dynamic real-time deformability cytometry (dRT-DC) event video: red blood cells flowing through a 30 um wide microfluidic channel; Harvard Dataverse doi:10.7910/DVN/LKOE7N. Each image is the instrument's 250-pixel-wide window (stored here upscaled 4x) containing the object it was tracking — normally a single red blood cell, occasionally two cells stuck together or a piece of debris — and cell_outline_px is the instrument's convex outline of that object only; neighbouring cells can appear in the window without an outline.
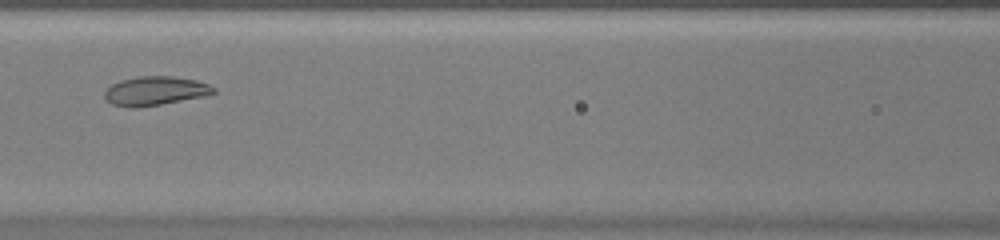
{"species": "common noctule bat (a hibernating species)", "species_latin": "Nyctalus noctula", "temperature_condition": "warm", "stored_images_in_passage": 42, "camera_frame_rate_fps": 3000, "um_per_image_px": 0.085, "animal": {"sex": "female", "body_mass_g": 20.0, "forearm_length_mm": 54.0}, "frame": {"image": 1, "passage_image": 14, "time_ms": 4.333, "image_size_px": [1000, 240], "cell_outline_px": [[216, 92], [204, 96], [160, 104], [136, 108], [128, 108], [112, 104], [104, 100], [104, 92], [112, 84], [120, 80], [140, 76], [172, 76], [196, 80], [208, 84], [216, 88]], "centroid_in_image_um": [13.16, 7.73], "position_along_channel_um": 153.4, "area_um2": 18.44}}
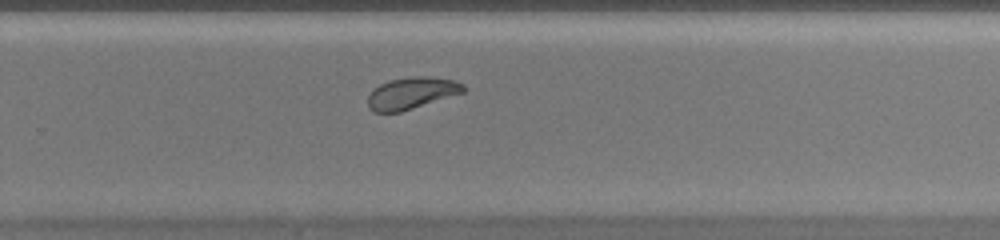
{"frame": {"image": 2, "passage_image": 25, "time_ms": 8.0, "image_size_px": [1000, 240], "cell_outline_px": [[464, 92], [400, 112], [376, 112], [368, 108], [368, 96], [372, 88], [388, 80], [412, 76], [428, 76], [456, 80], [464, 84]], "centroid_in_image_um": [34.96, 7.9], "position_along_channel_um": 294.8, "area_um2": 17.74}}
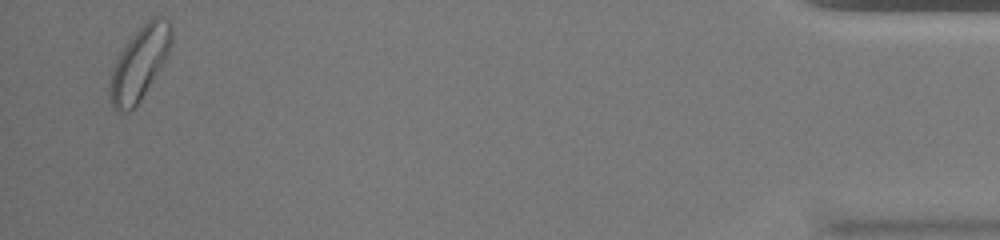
{"frame": {"image": 3, "passage_image": 41, "time_ms": 13.333, "image_size_px": [1000, 240], "cell_outline_px": [[172, 44], [168, 56], [136, 104], [128, 112], [120, 112], [112, 104], [108, 96], [108, 84], [112, 68], [120, 52], [128, 40], [152, 16], [164, 16], [168, 20], [172, 28]], "centroid_in_image_um": [11.86, 5.34], "position_along_channel_um": 423.3, "area_um2": 26.01}, "authors_computed_cell_mechanics": {"area_um2": 19.2474, "velocity_mm_per_s": 3.8658, "shape_relaxation_time_tau1_ms": 10.4815, "shape_relaxation_time_tau2_ms": null, "deformation_change_tau1": 0.2292, "deformation_change_tau2": null}}